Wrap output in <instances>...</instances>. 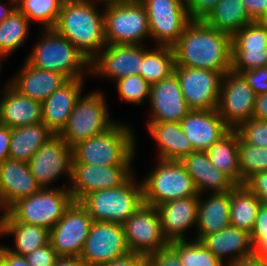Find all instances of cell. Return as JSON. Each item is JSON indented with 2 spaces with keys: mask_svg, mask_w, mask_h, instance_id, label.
<instances>
[{
  "mask_svg": "<svg viewBox=\"0 0 267 266\" xmlns=\"http://www.w3.org/2000/svg\"><path fill=\"white\" fill-rule=\"evenodd\" d=\"M175 66L214 70L225 75L231 70V35L191 21L173 46Z\"/></svg>",
  "mask_w": 267,
  "mask_h": 266,
  "instance_id": "1",
  "label": "cell"
},
{
  "mask_svg": "<svg viewBox=\"0 0 267 266\" xmlns=\"http://www.w3.org/2000/svg\"><path fill=\"white\" fill-rule=\"evenodd\" d=\"M98 0H64L54 29L90 62L106 45L104 6ZM101 11V12H100Z\"/></svg>",
  "mask_w": 267,
  "mask_h": 266,
  "instance_id": "2",
  "label": "cell"
},
{
  "mask_svg": "<svg viewBox=\"0 0 267 266\" xmlns=\"http://www.w3.org/2000/svg\"><path fill=\"white\" fill-rule=\"evenodd\" d=\"M135 138L129 125L116 122L106 132L74 145L72 164L133 165L136 154Z\"/></svg>",
  "mask_w": 267,
  "mask_h": 266,
  "instance_id": "3",
  "label": "cell"
},
{
  "mask_svg": "<svg viewBox=\"0 0 267 266\" xmlns=\"http://www.w3.org/2000/svg\"><path fill=\"white\" fill-rule=\"evenodd\" d=\"M41 30V38L25 61L41 70L59 72L68 80L85 79L89 72L87 58L55 29Z\"/></svg>",
  "mask_w": 267,
  "mask_h": 266,
  "instance_id": "4",
  "label": "cell"
},
{
  "mask_svg": "<svg viewBox=\"0 0 267 266\" xmlns=\"http://www.w3.org/2000/svg\"><path fill=\"white\" fill-rule=\"evenodd\" d=\"M80 203L93 221L123 224L144 203L142 181L133 174L123 185L91 192Z\"/></svg>",
  "mask_w": 267,
  "mask_h": 266,
  "instance_id": "5",
  "label": "cell"
},
{
  "mask_svg": "<svg viewBox=\"0 0 267 266\" xmlns=\"http://www.w3.org/2000/svg\"><path fill=\"white\" fill-rule=\"evenodd\" d=\"M143 178V202L156 207L167 201L199 196L192 178L180 161L158 159Z\"/></svg>",
  "mask_w": 267,
  "mask_h": 266,
  "instance_id": "6",
  "label": "cell"
},
{
  "mask_svg": "<svg viewBox=\"0 0 267 266\" xmlns=\"http://www.w3.org/2000/svg\"><path fill=\"white\" fill-rule=\"evenodd\" d=\"M100 90L81 95L66 126L58 134L70 147L110 129L117 121L109 117L108 104Z\"/></svg>",
  "mask_w": 267,
  "mask_h": 266,
  "instance_id": "7",
  "label": "cell"
},
{
  "mask_svg": "<svg viewBox=\"0 0 267 266\" xmlns=\"http://www.w3.org/2000/svg\"><path fill=\"white\" fill-rule=\"evenodd\" d=\"M42 188L37 193L17 200L9 214L20 223L52 229L74 201L68 187Z\"/></svg>",
  "mask_w": 267,
  "mask_h": 266,
  "instance_id": "8",
  "label": "cell"
},
{
  "mask_svg": "<svg viewBox=\"0 0 267 266\" xmlns=\"http://www.w3.org/2000/svg\"><path fill=\"white\" fill-rule=\"evenodd\" d=\"M107 44L143 45L151 38L147 12L140 1L104 5Z\"/></svg>",
  "mask_w": 267,
  "mask_h": 266,
  "instance_id": "9",
  "label": "cell"
},
{
  "mask_svg": "<svg viewBox=\"0 0 267 266\" xmlns=\"http://www.w3.org/2000/svg\"><path fill=\"white\" fill-rule=\"evenodd\" d=\"M144 6L151 39L156 46L173 47L191 22L186 0H139Z\"/></svg>",
  "mask_w": 267,
  "mask_h": 266,
  "instance_id": "10",
  "label": "cell"
},
{
  "mask_svg": "<svg viewBox=\"0 0 267 266\" xmlns=\"http://www.w3.org/2000/svg\"><path fill=\"white\" fill-rule=\"evenodd\" d=\"M122 225L131 253L147 257L169 245L162 232L158 210L154 206L143 203Z\"/></svg>",
  "mask_w": 267,
  "mask_h": 266,
  "instance_id": "11",
  "label": "cell"
},
{
  "mask_svg": "<svg viewBox=\"0 0 267 266\" xmlns=\"http://www.w3.org/2000/svg\"><path fill=\"white\" fill-rule=\"evenodd\" d=\"M92 222L87 209L80 202L73 201L62 218L49 230V243L58 256L79 258Z\"/></svg>",
  "mask_w": 267,
  "mask_h": 266,
  "instance_id": "12",
  "label": "cell"
},
{
  "mask_svg": "<svg viewBox=\"0 0 267 266\" xmlns=\"http://www.w3.org/2000/svg\"><path fill=\"white\" fill-rule=\"evenodd\" d=\"M128 253L122 224L93 221L79 259L84 266H102Z\"/></svg>",
  "mask_w": 267,
  "mask_h": 266,
  "instance_id": "13",
  "label": "cell"
},
{
  "mask_svg": "<svg viewBox=\"0 0 267 266\" xmlns=\"http://www.w3.org/2000/svg\"><path fill=\"white\" fill-rule=\"evenodd\" d=\"M180 88L189 110L218 108L223 74L214 70L175 66Z\"/></svg>",
  "mask_w": 267,
  "mask_h": 266,
  "instance_id": "14",
  "label": "cell"
},
{
  "mask_svg": "<svg viewBox=\"0 0 267 266\" xmlns=\"http://www.w3.org/2000/svg\"><path fill=\"white\" fill-rule=\"evenodd\" d=\"M256 97L241 73L228 71L222 79L217 108L224 123L236 129L242 122L252 119Z\"/></svg>",
  "mask_w": 267,
  "mask_h": 266,
  "instance_id": "15",
  "label": "cell"
},
{
  "mask_svg": "<svg viewBox=\"0 0 267 266\" xmlns=\"http://www.w3.org/2000/svg\"><path fill=\"white\" fill-rule=\"evenodd\" d=\"M73 149L59 135H53L42 145L27 162L30 172L42 188L62 175L71 181Z\"/></svg>",
  "mask_w": 267,
  "mask_h": 266,
  "instance_id": "16",
  "label": "cell"
},
{
  "mask_svg": "<svg viewBox=\"0 0 267 266\" xmlns=\"http://www.w3.org/2000/svg\"><path fill=\"white\" fill-rule=\"evenodd\" d=\"M231 70L244 72L267 66V21H253L231 36Z\"/></svg>",
  "mask_w": 267,
  "mask_h": 266,
  "instance_id": "17",
  "label": "cell"
},
{
  "mask_svg": "<svg viewBox=\"0 0 267 266\" xmlns=\"http://www.w3.org/2000/svg\"><path fill=\"white\" fill-rule=\"evenodd\" d=\"M132 168L133 165L72 164L71 184L66 186L73 200L80 202L91 192L123 185L134 174Z\"/></svg>",
  "mask_w": 267,
  "mask_h": 266,
  "instance_id": "18",
  "label": "cell"
},
{
  "mask_svg": "<svg viewBox=\"0 0 267 266\" xmlns=\"http://www.w3.org/2000/svg\"><path fill=\"white\" fill-rule=\"evenodd\" d=\"M144 45L107 44L90 62L89 74L110 78L140 75L144 57Z\"/></svg>",
  "mask_w": 267,
  "mask_h": 266,
  "instance_id": "19",
  "label": "cell"
},
{
  "mask_svg": "<svg viewBox=\"0 0 267 266\" xmlns=\"http://www.w3.org/2000/svg\"><path fill=\"white\" fill-rule=\"evenodd\" d=\"M148 101L151 107L148 121L180 122L190 111L175 73L151 84Z\"/></svg>",
  "mask_w": 267,
  "mask_h": 266,
  "instance_id": "20",
  "label": "cell"
},
{
  "mask_svg": "<svg viewBox=\"0 0 267 266\" xmlns=\"http://www.w3.org/2000/svg\"><path fill=\"white\" fill-rule=\"evenodd\" d=\"M179 123L196 151H207L230 130L217 109L190 110Z\"/></svg>",
  "mask_w": 267,
  "mask_h": 266,
  "instance_id": "21",
  "label": "cell"
},
{
  "mask_svg": "<svg viewBox=\"0 0 267 266\" xmlns=\"http://www.w3.org/2000/svg\"><path fill=\"white\" fill-rule=\"evenodd\" d=\"M84 80H68L41 103L42 122L54 135L66 126L76 102L83 94Z\"/></svg>",
  "mask_w": 267,
  "mask_h": 266,
  "instance_id": "22",
  "label": "cell"
},
{
  "mask_svg": "<svg viewBox=\"0 0 267 266\" xmlns=\"http://www.w3.org/2000/svg\"><path fill=\"white\" fill-rule=\"evenodd\" d=\"M199 196L175 199L156 206L163 235L168 242L188 240L186 231L196 228Z\"/></svg>",
  "mask_w": 267,
  "mask_h": 266,
  "instance_id": "23",
  "label": "cell"
},
{
  "mask_svg": "<svg viewBox=\"0 0 267 266\" xmlns=\"http://www.w3.org/2000/svg\"><path fill=\"white\" fill-rule=\"evenodd\" d=\"M199 242L227 266L242 258L253 256L254 252L251 233L232 225L203 236Z\"/></svg>",
  "mask_w": 267,
  "mask_h": 266,
  "instance_id": "24",
  "label": "cell"
},
{
  "mask_svg": "<svg viewBox=\"0 0 267 266\" xmlns=\"http://www.w3.org/2000/svg\"><path fill=\"white\" fill-rule=\"evenodd\" d=\"M192 178L198 195L225 193L236 184L209 160L206 151L194 150L180 161Z\"/></svg>",
  "mask_w": 267,
  "mask_h": 266,
  "instance_id": "25",
  "label": "cell"
},
{
  "mask_svg": "<svg viewBox=\"0 0 267 266\" xmlns=\"http://www.w3.org/2000/svg\"><path fill=\"white\" fill-rule=\"evenodd\" d=\"M67 81L59 72L41 70L24 61L15 77L9 80V84L20 94L42 103Z\"/></svg>",
  "mask_w": 267,
  "mask_h": 266,
  "instance_id": "26",
  "label": "cell"
},
{
  "mask_svg": "<svg viewBox=\"0 0 267 266\" xmlns=\"http://www.w3.org/2000/svg\"><path fill=\"white\" fill-rule=\"evenodd\" d=\"M41 189L26 162L7 159L0 164V194L8 207Z\"/></svg>",
  "mask_w": 267,
  "mask_h": 266,
  "instance_id": "27",
  "label": "cell"
},
{
  "mask_svg": "<svg viewBox=\"0 0 267 266\" xmlns=\"http://www.w3.org/2000/svg\"><path fill=\"white\" fill-rule=\"evenodd\" d=\"M0 100V124L17 128L42 122L41 102L20 94L9 83Z\"/></svg>",
  "mask_w": 267,
  "mask_h": 266,
  "instance_id": "28",
  "label": "cell"
},
{
  "mask_svg": "<svg viewBox=\"0 0 267 266\" xmlns=\"http://www.w3.org/2000/svg\"><path fill=\"white\" fill-rule=\"evenodd\" d=\"M203 198L199 195L197 207L196 237L199 241L203 236L218 232L230 224V191L214 193Z\"/></svg>",
  "mask_w": 267,
  "mask_h": 266,
  "instance_id": "29",
  "label": "cell"
},
{
  "mask_svg": "<svg viewBox=\"0 0 267 266\" xmlns=\"http://www.w3.org/2000/svg\"><path fill=\"white\" fill-rule=\"evenodd\" d=\"M147 127L156 140L158 159L181 161L194 151L179 122L148 121Z\"/></svg>",
  "mask_w": 267,
  "mask_h": 266,
  "instance_id": "30",
  "label": "cell"
},
{
  "mask_svg": "<svg viewBox=\"0 0 267 266\" xmlns=\"http://www.w3.org/2000/svg\"><path fill=\"white\" fill-rule=\"evenodd\" d=\"M53 135L43 122L11 129L9 159L27 163Z\"/></svg>",
  "mask_w": 267,
  "mask_h": 266,
  "instance_id": "31",
  "label": "cell"
},
{
  "mask_svg": "<svg viewBox=\"0 0 267 266\" xmlns=\"http://www.w3.org/2000/svg\"><path fill=\"white\" fill-rule=\"evenodd\" d=\"M211 163L236 185H242L239 168L238 133L230 129L206 151Z\"/></svg>",
  "mask_w": 267,
  "mask_h": 266,
  "instance_id": "32",
  "label": "cell"
},
{
  "mask_svg": "<svg viewBox=\"0 0 267 266\" xmlns=\"http://www.w3.org/2000/svg\"><path fill=\"white\" fill-rule=\"evenodd\" d=\"M4 235L13 236L14 245L7 249L21 256L32 253L35 249L49 243V229L39 225L17 222L10 214L1 236Z\"/></svg>",
  "mask_w": 267,
  "mask_h": 266,
  "instance_id": "33",
  "label": "cell"
},
{
  "mask_svg": "<svg viewBox=\"0 0 267 266\" xmlns=\"http://www.w3.org/2000/svg\"><path fill=\"white\" fill-rule=\"evenodd\" d=\"M259 198L245 185L230 190V224L252 232L260 206Z\"/></svg>",
  "mask_w": 267,
  "mask_h": 266,
  "instance_id": "34",
  "label": "cell"
},
{
  "mask_svg": "<svg viewBox=\"0 0 267 266\" xmlns=\"http://www.w3.org/2000/svg\"><path fill=\"white\" fill-rule=\"evenodd\" d=\"M204 22L232 36L253 21L246 12L242 0H219Z\"/></svg>",
  "mask_w": 267,
  "mask_h": 266,
  "instance_id": "35",
  "label": "cell"
},
{
  "mask_svg": "<svg viewBox=\"0 0 267 266\" xmlns=\"http://www.w3.org/2000/svg\"><path fill=\"white\" fill-rule=\"evenodd\" d=\"M175 68V54L173 47L156 46L146 48L144 46V57L140 75L149 83L159 82L172 73Z\"/></svg>",
  "mask_w": 267,
  "mask_h": 266,
  "instance_id": "36",
  "label": "cell"
},
{
  "mask_svg": "<svg viewBox=\"0 0 267 266\" xmlns=\"http://www.w3.org/2000/svg\"><path fill=\"white\" fill-rule=\"evenodd\" d=\"M28 18L17 8L0 24V58H7L26 41L30 26Z\"/></svg>",
  "mask_w": 267,
  "mask_h": 266,
  "instance_id": "37",
  "label": "cell"
},
{
  "mask_svg": "<svg viewBox=\"0 0 267 266\" xmlns=\"http://www.w3.org/2000/svg\"><path fill=\"white\" fill-rule=\"evenodd\" d=\"M64 0H16V8L30 21L42 24L43 29H54Z\"/></svg>",
  "mask_w": 267,
  "mask_h": 266,
  "instance_id": "38",
  "label": "cell"
},
{
  "mask_svg": "<svg viewBox=\"0 0 267 266\" xmlns=\"http://www.w3.org/2000/svg\"><path fill=\"white\" fill-rule=\"evenodd\" d=\"M169 246L178 255L181 266H227L199 241H171Z\"/></svg>",
  "mask_w": 267,
  "mask_h": 266,
  "instance_id": "39",
  "label": "cell"
},
{
  "mask_svg": "<svg viewBox=\"0 0 267 266\" xmlns=\"http://www.w3.org/2000/svg\"><path fill=\"white\" fill-rule=\"evenodd\" d=\"M238 151L242 185L255 173L267 171V148L245 143L238 135Z\"/></svg>",
  "mask_w": 267,
  "mask_h": 266,
  "instance_id": "40",
  "label": "cell"
},
{
  "mask_svg": "<svg viewBox=\"0 0 267 266\" xmlns=\"http://www.w3.org/2000/svg\"><path fill=\"white\" fill-rule=\"evenodd\" d=\"M116 82L119 98L132 104H142L150 98V86L141 75L121 78Z\"/></svg>",
  "mask_w": 267,
  "mask_h": 266,
  "instance_id": "41",
  "label": "cell"
},
{
  "mask_svg": "<svg viewBox=\"0 0 267 266\" xmlns=\"http://www.w3.org/2000/svg\"><path fill=\"white\" fill-rule=\"evenodd\" d=\"M235 130L245 143L267 148V121L252 118Z\"/></svg>",
  "mask_w": 267,
  "mask_h": 266,
  "instance_id": "42",
  "label": "cell"
},
{
  "mask_svg": "<svg viewBox=\"0 0 267 266\" xmlns=\"http://www.w3.org/2000/svg\"><path fill=\"white\" fill-rule=\"evenodd\" d=\"M252 241L254 244L253 255L257 258H262L267 255V207L260 205L254 228L251 232Z\"/></svg>",
  "mask_w": 267,
  "mask_h": 266,
  "instance_id": "43",
  "label": "cell"
},
{
  "mask_svg": "<svg viewBox=\"0 0 267 266\" xmlns=\"http://www.w3.org/2000/svg\"><path fill=\"white\" fill-rule=\"evenodd\" d=\"M23 257L30 266H53L59 256L53 246L48 243Z\"/></svg>",
  "mask_w": 267,
  "mask_h": 266,
  "instance_id": "44",
  "label": "cell"
},
{
  "mask_svg": "<svg viewBox=\"0 0 267 266\" xmlns=\"http://www.w3.org/2000/svg\"><path fill=\"white\" fill-rule=\"evenodd\" d=\"M219 0H186L191 21H204L214 10Z\"/></svg>",
  "mask_w": 267,
  "mask_h": 266,
  "instance_id": "45",
  "label": "cell"
},
{
  "mask_svg": "<svg viewBox=\"0 0 267 266\" xmlns=\"http://www.w3.org/2000/svg\"><path fill=\"white\" fill-rule=\"evenodd\" d=\"M238 73L245 77L248 85L257 96L267 93V66Z\"/></svg>",
  "mask_w": 267,
  "mask_h": 266,
  "instance_id": "46",
  "label": "cell"
},
{
  "mask_svg": "<svg viewBox=\"0 0 267 266\" xmlns=\"http://www.w3.org/2000/svg\"><path fill=\"white\" fill-rule=\"evenodd\" d=\"M147 261L152 266H181L178 255L169 245L148 255Z\"/></svg>",
  "mask_w": 267,
  "mask_h": 266,
  "instance_id": "47",
  "label": "cell"
},
{
  "mask_svg": "<svg viewBox=\"0 0 267 266\" xmlns=\"http://www.w3.org/2000/svg\"><path fill=\"white\" fill-rule=\"evenodd\" d=\"M244 185L259 198L261 205L267 207V171L255 173Z\"/></svg>",
  "mask_w": 267,
  "mask_h": 266,
  "instance_id": "48",
  "label": "cell"
},
{
  "mask_svg": "<svg viewBox=\"0 0 267 266\" xmlns=\"http://www.w3.org/2000/svg\"><path fill=\"white\" fill-rule=\"evenodd\" d=\"M252 21H267V0H242Z\"/></svg>",
  "mask_w": 267,
  "mask_h": 266,
  "instance_id": "49",
  "label": "cell"
},
{
  "mask_svg": "<svg viewBox=\"0 0 267 266\" xmlns=\"http://www.w3.org/2000/svg\"><path fill=\"white\" fill-rule=\"evenodd\" d=\"M146 262V256L130 252L102 266H143Z\"/></svg>",
  "mask_w": 267,
  "mask_h": 266,
  "instance_id": "50",
  "label": "cell"
},
{
  "mask_svg": "<svg viewBox=\"0 0 267 266\" xmlns=\"http://www.w3.org/2000/svg\"><path fill=\"white\" fill-rule=\"evenodd\" d=\"M0 266H30L21 255L12 253L7 246H0Z\"/></svg>",
  "mask_w": 267,
  "mask_h": 266,
  "instance_id": "51",
  "label": "cell"
},
{
  "mask_svg": "<svg viewBox=\"0 0 267 266\" xmlns=\"http://www.w3.org/2000/svg\"><path fill=\"white\" fill-rule=\"evenodd\" d=\"M11 128L0 124V164L9 159Z\"/></svg>",
  "mask_w": 267,
  "mask_h": 266,
  "instance_id": "52",
  "label": "cell"
},
{
  "mask_svg": "<svg viewBox=\"0 0 267 266\" xmlns=\"http://www.w3.org/2000/svg\"><path fill=\"white\" fill-rule=\"evenodd\" d=\"M253 118L267 121V93L256 97Z\"/></svg>",
  "mask_w": 267,
  "mask_h": 266,
  "instance_id": "53",
  "label": "cell"
},
{
  "mask_svg": "<svg viewBox=\"0 0 267 266\" xmlns=\"http://www.w3.org/2000/svg\"><path fill=\"white\" fill-rule=\"evenodd\" d=\"M53 266H84L78 257L59 256Z\"/></svg>",
  "mask_w": 267,
  "mask_h": 266,
  "instance_id": "54",
  "label": "cell"
},
{
  "mask_svg": "<svg viewBox=\"0 0 267 266\" xmlns=\"http://www.w3.org/2000/svg\"><path fill=\"white\" fill-rule=\"evenodd\" d=\"M229 266H265L261 258H257L254 255L242 258Z\"/></svg>",
  "mask_w": 267,
  "mask_h": 266,
  "instance_id": "55",
  "label": "cell"
},
{
  "mask_svg": "<svg viewBox=\"0 0 267 266\" xmlns=\"http://www.w3.org/2000/svg\"><path fill=\"white\" fill-rule=\"evenodd\" d=\"M1 2H2V0H0V24L16 8V1L15 0H8L7 3L9 5L7 4V6H6V4H4V3L2 4Z\"/></svg>",
  "mask_w": 267,
  "mask_h": 266,
  "instance_id": "56",
  "label": "cell"
},
{
  "mask_svg": "<svg viewBox=\"0 0 267 266\" xmlns=\"http://www.w3.org/2000/svg\"><path fill=\"white\" fill-rule=\"evenodd\" d=\"M2 211V214L0 216V236L4 231L5 224L7 222V218L9 215V207L5 204L2 195L0 194V211Z\"/></svg>",
  "mask_w": 267,
  "mask_h": 266,
  "instance_id": "57",
  "label": "cell"
},
{
  "mask_svg": "<svg viewBox=\"0 0 267 266\" xmlns=\"http://www.w3.org/2000/svg\"><path fill=\"white\" fill-rule=\"evenodd\" d=\"M99 2L102 1L103 5H107V4H113V3H129V2H136L139 0H98Z\"/></svg>",
  "mask_w": 267,
  "mask_h": 266,
  "instance_id": "58",
  "label": "cell"
},
{
  "mask_svg": "<svg viewBox=\"0 0 267 266\" xmlns=\"http://www.w3.org/2000/svg\"><path fill=\"white\" fill-rule=\"evenodd\" d=\"M261 260L263 261L264 265L267 266V255L262 257Z\"/></svg>",
  "mask_w": 267,
  "mask_h": 266,
  "instance_id": "59",
  "label": "cell"
},
{
  "mask_svg": "<svg viewBox=\"0 0 267 266\" xmlns=\"http://www.w3.org/2000/svg\"><path fill=\"white\" fill-rule=\"evenodd\" d=\"M143 266H152L148 261Z\"/></svg>",
  "mask_w": 267,
  "mask_h": 266,
  "instance_id": "60",
  "label": "cell"
},
{
  "mask_svg": "<svg viewBox=\"0 0 267 266\" xmlns=\"http://www.w3.org/2000/svg\"><path fill=\"white\" fill-rule=\"evenodd\" d=\"M1 61H2V59L0 58V70H1V68H2V67H1V65H2V64H1Z\"/></svg>",
  "mask_w": 267,
  "mask_h": 266,
  "instance_id": "61",
  "label": "cell"
}]
</instances>
